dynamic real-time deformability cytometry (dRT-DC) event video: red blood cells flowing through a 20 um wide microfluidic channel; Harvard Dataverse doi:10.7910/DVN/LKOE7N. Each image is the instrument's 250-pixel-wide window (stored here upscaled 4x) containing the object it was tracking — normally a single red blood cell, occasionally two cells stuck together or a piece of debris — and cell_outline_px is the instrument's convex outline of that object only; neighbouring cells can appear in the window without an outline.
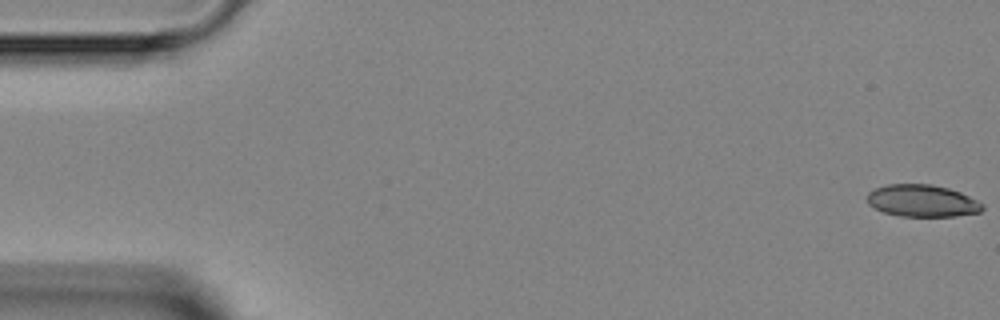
{"species": "Egyptian fruit bat (a non-hibernating species)", "species_latin": "Rousettus aegyptiacus", "temperature_condition": "room temperature", "stored_images_in_passage": 6, "camera_frame_rate_fps": 3000, "um_per_image_px": 0.085, "animal": {"sex": "female"}, "frame": {"image": 1, "passage_image": 1, "time_ms": 0.0, "image_size_px": [1000, 320], "cell_outline_px": [[984, 208], [980, 212], [956, 216], [900, 216], [884, 212], [868, 204], [868, 192], [876, 188], [888, 184], [932, 184], [948, 188], [960, 192], [984, 204]], "centroid_in_image_um": [78.4, 17.07], "position_along_channel_um": 6.6, "area_um2": 21.44}}
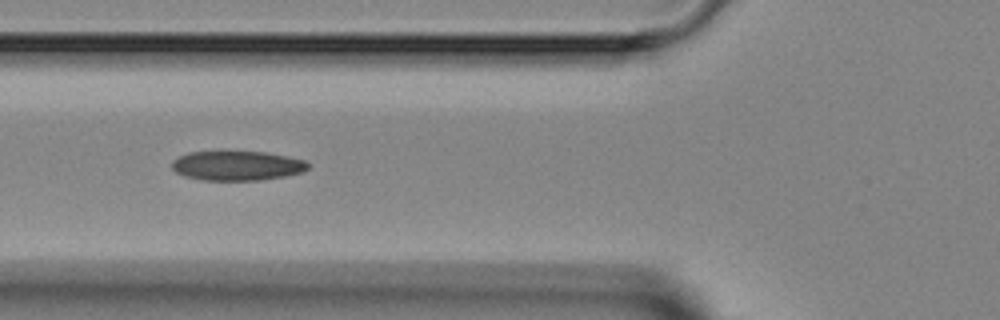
{"frame": {"image": 2, "passage_image": 5, "time_ms": 5.667, "image_size_px": [1000, 320], "cell_outline_px": [[308, 168], [300, 172], [284, 176], [260, 180], [204, 180], [184, 176], [176, 172], [172, 168], [172, 160], [188, 152], [268, 152], [288, 156], [304, 160], [308, 164]], "centroid_in_image_um": [20.13, 14.08], "position_along_channel_um": 105.7, "area_um2": 23.24}}
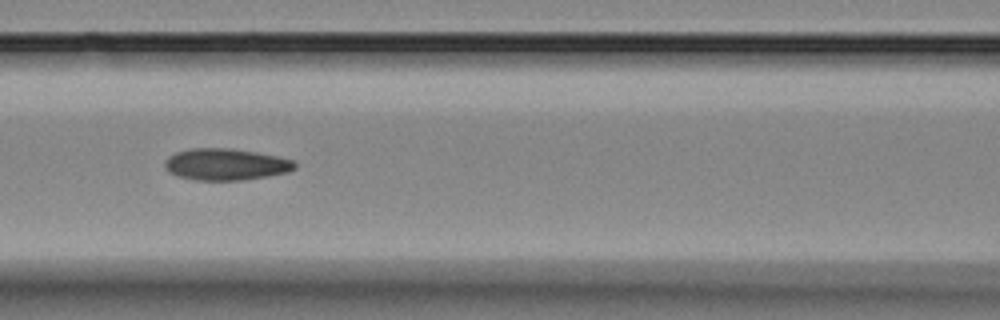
{"frame": {"image": 3, "passage_image": 6, "time_ms": 6.667, "image_size_px": [1000, 320], "cell_outline_px": [[296, 168], [288, 172], [268, 176], [240, 180], [196, 180], [176, 176], [168, 172], [164, 168], [164, 160], [168, 156], [176, 152], [192, 148], [232, 148], [280, 156], [292, 160], [296, 164]], "centroid_in_image_um": [19.17, 13.97], "position_along_channel_um": 147.4, "area_um2": 24.22}}